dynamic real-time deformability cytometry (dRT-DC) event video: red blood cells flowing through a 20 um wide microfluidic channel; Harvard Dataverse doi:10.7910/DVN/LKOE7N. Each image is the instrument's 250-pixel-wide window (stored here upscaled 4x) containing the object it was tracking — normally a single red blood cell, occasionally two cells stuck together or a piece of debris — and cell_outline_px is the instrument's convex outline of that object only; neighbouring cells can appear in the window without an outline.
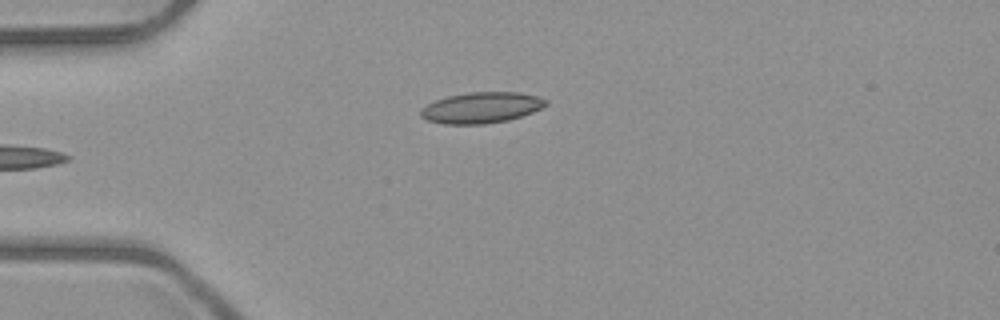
{"species": "common noctule bat (a hibernating species)", "species_latin": "Nyctalus noctula", "temperature_condition": "room temperature", "stored_images_in_passage": 5, "camera_frame_rate_fps": 3000, "um_per_image_px": 0.085, "animal": {"sex": "male", "body_mass_g": 23.1, "forearm_length_mm": 52.7}, "frame": {"image": 1, "passage_image": 5, "time_ms": 4.667, "image_size_px": [1000, 320], "cell_outline_px": [[548, 104], [532, 112], [508, 120], [484, 124], [444, 124], [428, 120], [420, 116], [420, 108], [436, 100], [448, 96], [468, 92], [520, 92], [540, 96], [548, 100]], "centroid_in_image_um": [40.93, 9.14], "position_along_channel_um": 44.1, "area_um2": 22.6}}